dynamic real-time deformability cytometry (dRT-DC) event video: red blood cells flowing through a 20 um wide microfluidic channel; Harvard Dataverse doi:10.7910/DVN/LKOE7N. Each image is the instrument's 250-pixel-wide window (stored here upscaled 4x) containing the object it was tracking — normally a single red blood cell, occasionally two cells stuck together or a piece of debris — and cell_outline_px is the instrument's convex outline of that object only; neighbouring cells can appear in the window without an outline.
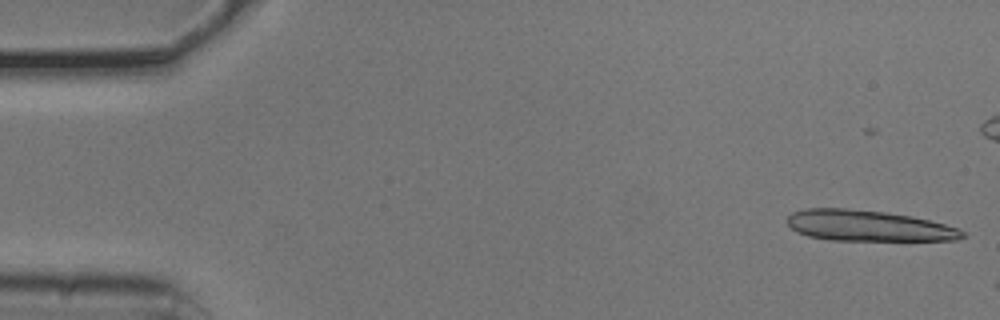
{"species": "common noctule bat (a hibernating species)", "species_latin": "Nyctalus noctula", "temperature_condition": "cold", "stored_images_in_passage": 8, "camera_frame_rate_fps": 3000, "um_per_image_px": 0.085, "animal": {"sex": "male", "body_mass_g": 20.5, "forearm_length_mm": 52.5}, "frame": {"image": 1, "passage_image": 2, "time_ms": 0.333, "image_size_px": [1000, 320], "cell_outline_px": [[968, 236], [956, 240], [832, 240], [808, 236], [792, 228], [788, 224], [788, 216], [792, 212], [804, 208], [848, 208], [884, 212], [912, 216], [960, 228]], "centroid_in_image_um": [73.83, 19.18], "position_along_channel_um": 11.2, "area_um2": 31.44}}